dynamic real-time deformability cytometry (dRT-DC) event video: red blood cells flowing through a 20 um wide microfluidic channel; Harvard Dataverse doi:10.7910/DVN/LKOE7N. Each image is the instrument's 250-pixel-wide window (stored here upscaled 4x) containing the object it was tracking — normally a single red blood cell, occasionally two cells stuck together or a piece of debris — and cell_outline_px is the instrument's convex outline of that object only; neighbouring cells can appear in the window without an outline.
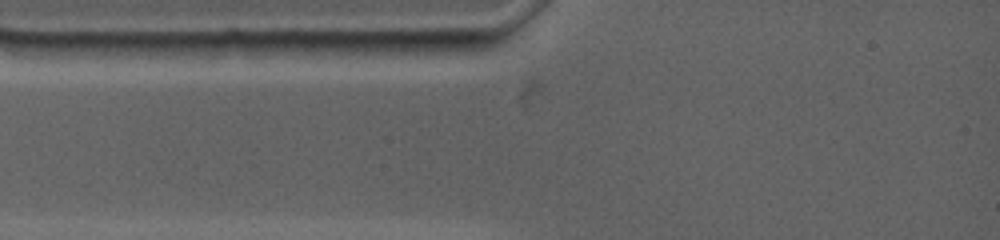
{"species": "common noctule bat (a hibernating species)", "species_latin": "Nyctalus noctula", "temperature_condition": "warm", "stored_images_in_passage": 2, "camera_frame_rate_fps": 4500, "um_per_image_px": 0.085, "animal": {"sex": "female", "body_mass_g": 19.0, "forearm_length_mm": 53.3}, "frame": {"image": 1, "passage_image": 1, "time_ms": 0.0, "image_size_px": [1000, 240], "cell_outline_px": [[500, 40], [496, 44], [476, 56], [420, 60], [388, 52], [380, 44], [380, 40], [496, 36]], "centroid_in_image_um": [37.38, 4.0], "position_along_channel_um": 47.6, "area_um2": 14.68}}
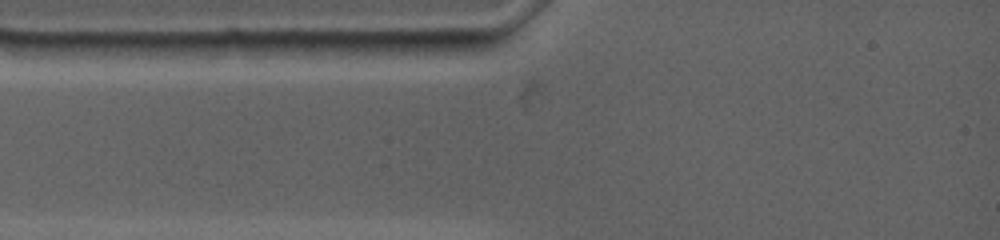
{"frame": {"image": 2, "passage_image": 2, "time_ms": 0.222, "image_size_px": [1000, 240], "cell_outline_px": [[132, 44], [116, 60], [72, 60], [44, 52], [36, 44], [72, 40], [92, 40]], "centroid_in_image_um": [7.26, 4.22], "position_along_channel_um": 77.7, "area_um2": 10.35}}